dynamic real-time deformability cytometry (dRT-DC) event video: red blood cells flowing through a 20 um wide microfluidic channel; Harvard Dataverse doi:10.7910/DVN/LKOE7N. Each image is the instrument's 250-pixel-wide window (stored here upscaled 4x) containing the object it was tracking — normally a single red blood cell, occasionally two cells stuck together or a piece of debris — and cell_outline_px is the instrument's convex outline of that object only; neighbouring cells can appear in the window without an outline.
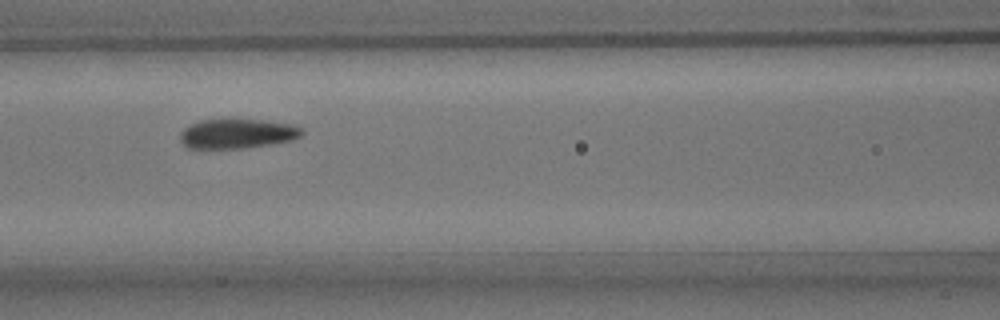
{"species": "common noctule bat (a hibernating species)", "species_latin": "Nyctalus noctula", "temperature_condition": "room temperature", "stored_images_in_passage": 4, "camera_frame_rate_fps": 3000, "um_per_image_px": 0.085, "animal": {"sex": "male", "body_mass_g": 15.6}, "frame": {"image": 1, "passage_image": 3, "time_ms": 2.333, "image_size_px": [1000, 320], "cell_outline_px": [[304, 132], [300, 136], [292, 140], [244, 148], [188, 148], [180, 140], [180, 132], [184, 128], [200, 120], [264, 120], [292, 124], [300, 128]], "centroid_in_image_um": [20.16, 11.36], "position_along_channel_um": 146.4, "area_um2": 20.69}}
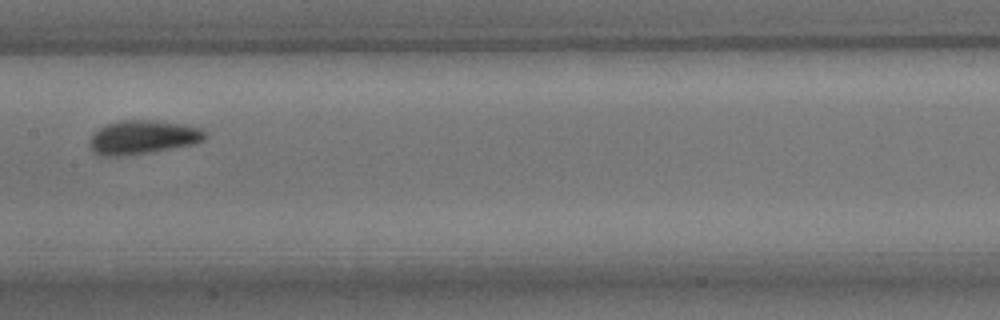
{"frame": {"image": 2, "passage_image": 4, "time_ms": 3.667, "image_size_px": [1000, 320], "cell_outline_px": [[208, 136], [204, 140], [192, 144], [148, 152], [120, 156], [104, 156], [92, 152], [88, 144], [88, 140], [100, 128], [108, 124], [120, 120], [156, 120], [184, 124], [200, 128]], "centroid_in_image_um": [12.12, 11.66], "position_along_channel_um": 195.3, "area_um2": 22.6}}